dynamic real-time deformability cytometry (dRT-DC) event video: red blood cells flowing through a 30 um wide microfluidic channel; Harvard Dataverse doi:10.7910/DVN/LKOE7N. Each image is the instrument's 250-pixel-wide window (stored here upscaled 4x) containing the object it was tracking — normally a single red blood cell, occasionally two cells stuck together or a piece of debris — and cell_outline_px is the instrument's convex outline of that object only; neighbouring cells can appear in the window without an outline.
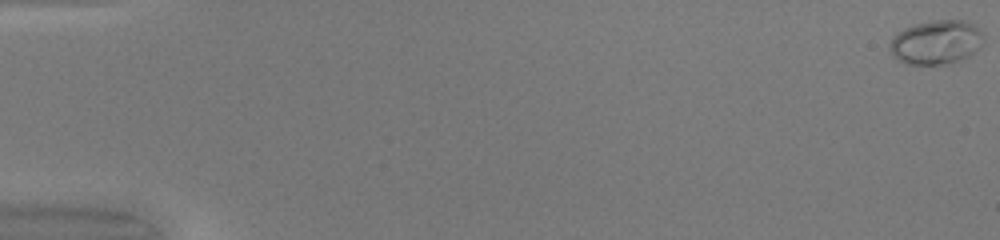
{"species": "common noctule bat (a hibernating species)", "species_latin": "Nyctalus noctula", "temperature_condition": "warm", "stored_images_in_passage": 51, "camera_frame_rate_fps": 3000, "um_per_image_px": 0.085, "animal": {"sex": "female", "body_mass_g": 20.0, "forearm_length_mm": 54.0}, "frame": {"image": 1, "passage_image": 1, "time_ms": 0.0, "image_size_px": [1000, 240], "cell_outline_px": [[984, 44], [980, 48], [968, 56], [960, 60], [944, 64], [904, 64], [896, 60], [892, 56], [888, 48], [892, 36], [896, 32], [904, 28], [916, 24], [936, 20], [968, 20], [980, 28], [984, 32]], "centroid_in_image_um": [79.58, 3.59], "position_along_channel_um": 5.4, "area_um2": 24.68}}
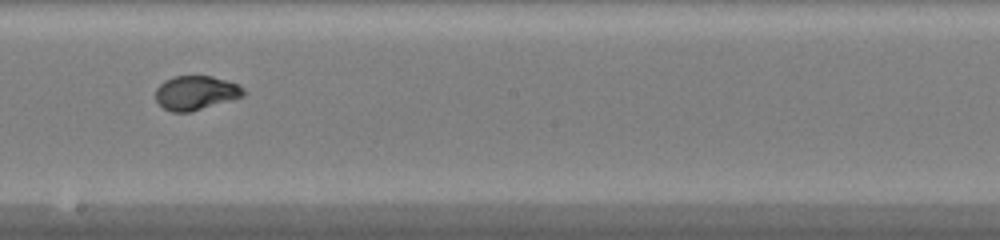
{"frame": {"image": 2, "passage_image": 30, "time_ms": 9.667, "image_size_px": [1000, 240], "cell_outline_px": [[244, 96], [232, 100], [188, 112], [172, 112], [164, 108], [156, 100], [156, 88], [164, 80], [176, 76], [212, 76], [236, 84], [244, 88]], "centroid_in_image_um": [16.63, 7.89], "position_along_channel_um": 231.6, "area_um2": 17.28}}
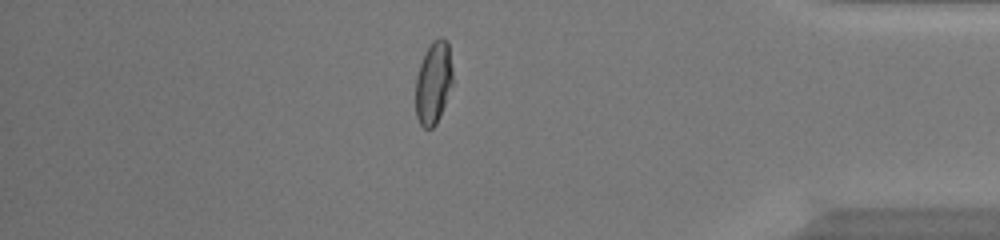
{"frame": {"image": 3, "passage_image": 44, "time_ms": 14.333, "image_size_px": [1000, 240], "cell_outline_px": [[452, 84], [440, 116], [436, 124], [432, 128], [424, 128], [420, 124], [416, 116], [416, 76], [420, 64], [428, 48], [440, 36], [448, 40], [452, 68]], "centroid_in_image_um": [36.85, 7.05], "position_along_channel_um": 398.4, "area_um2": 17.63}, "authors_computed_cell_mechanics": {"area_um2": 18.1492, "velocity_mm_per_s": 4.2255, "shape_relaxation_time_tau1_ms": 4.2854, "shape_relaxation_time_tau2_ms": null, "deformation_change_tau1": 0.2098, "deformation_change_tau2": null}}